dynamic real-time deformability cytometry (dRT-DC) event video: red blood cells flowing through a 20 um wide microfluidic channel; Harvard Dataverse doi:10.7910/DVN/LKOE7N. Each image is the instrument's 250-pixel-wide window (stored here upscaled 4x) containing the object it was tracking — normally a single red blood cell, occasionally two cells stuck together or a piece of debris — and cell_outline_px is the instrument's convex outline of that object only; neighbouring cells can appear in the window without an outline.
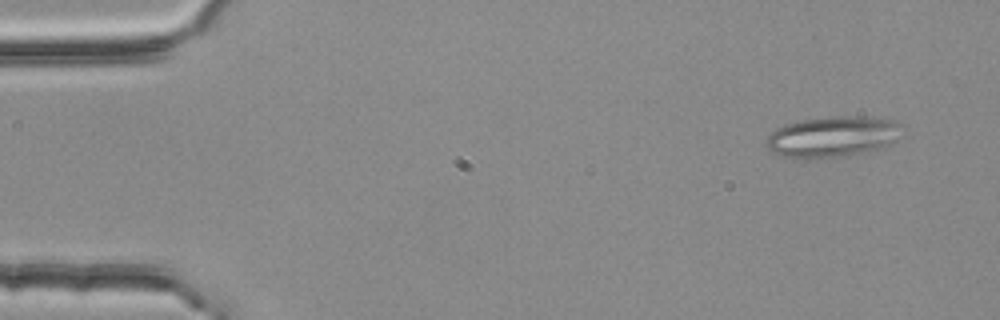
{"species": "common noctule bat (a hibernating species)", "species_latin": "Nyctalus noctula", "temperature_condition": "room temperature", "stored_images_in_passage": 54, "camera_frame_rate_fps": 3000, "um_per_image_px": 0.085, "animal": {"sex": "female", "body_mass_g": 25.1}, "frame": {"image": 1, "passage_image": 4, "time_ms": 1.0, "image_size_px": [1000, 320], "cell_outline_px": [[904, 124], [896, 140], [892, 144], [860, 152], [804, 160], [784, 156], [772, 152], [768, 148], [768, 136], [776, 128], [784, 124], [804, 120], [836, 116], [856, 116], [896, 120]], "centroid_in_image_um": [70.78, 11.6], "position_along_channel_um": 14.2, "area_um2": 31.85}}
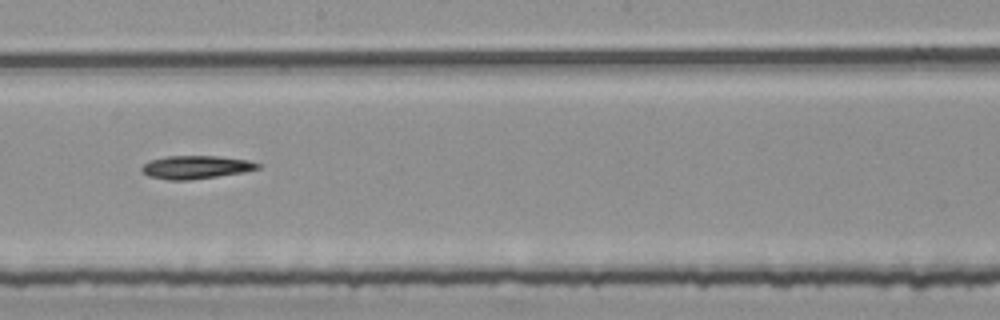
{"frame": {"image": 2, "passage_image": 30, "time_ms": 9.667, "image_size_px": [1000, 320], "cell_outline_px": [[260, 168], [240, 172], [216, 176], [188, 180], [168, 180], [148, 176], [140, 172], [140, 168], [148, 160], [168, 156], [216, 156], [248, 160], [260, 164]], "centroid_in_image_um": [16.56, 14.21], "position_along_channel_um": 231.6, "area_um2": 15.55}}
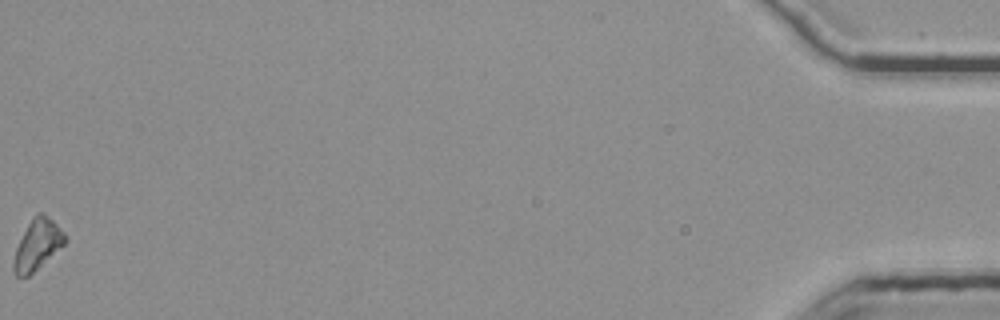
{"frame": {"image": 3, "passage_image": 54, "time_ms": 17.667, "image_size_px": [1000, 320], "cell_outline_px": [[68, 240], [64, 244], [28, 276], [16, 276], [12, 272], [12, 260], [16, 248], [28, 224], [36, 212], [44, 212], [68, 236]], "centroid_in_image_um": [3.17, 20.78], "position_along_channel_um": 432.0, "area_um2": 14.97}}